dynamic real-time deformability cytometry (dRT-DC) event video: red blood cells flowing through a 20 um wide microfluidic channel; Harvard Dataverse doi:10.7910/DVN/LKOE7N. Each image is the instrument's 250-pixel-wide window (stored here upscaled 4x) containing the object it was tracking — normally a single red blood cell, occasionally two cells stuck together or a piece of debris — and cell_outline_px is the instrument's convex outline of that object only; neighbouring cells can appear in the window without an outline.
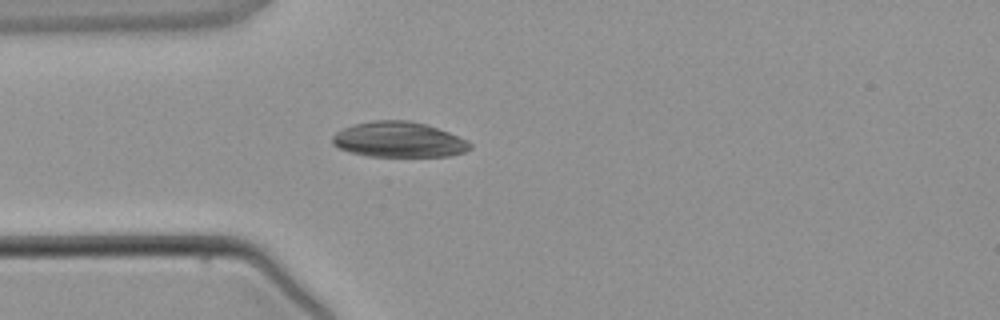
{"species": "common noctule bat (a hibernating species)", "species_latin": "Nyctalus noctula", "temperature_condition": "warm", "stored_images_in_passage": 2, "camera_frame_rate_fps": 3000, "um_per_image_px": 0.085, "animal": {"sex": "male", "body_mass_g": 21.5, "forearm_length_mm": 52.0}, "frame": {"image": 1, "passage_image": 2, "time_ms": 1.333, "image_size_px": [1000, 320], "cell_outline_px": [[472, 148], [464, 152], [448, 156], [368, 156], [348, 152], [332, 144], [332, 136], [336, 132], [344, 128], [356, 124], [372, 120], [408, 120], [424, 124], [448, 132], [468, 140], [472, 144]], "centroid_in_image_um": [33.89, 11.87], "position_along_channel_um": 51.1, "area_um2": 28.32}}